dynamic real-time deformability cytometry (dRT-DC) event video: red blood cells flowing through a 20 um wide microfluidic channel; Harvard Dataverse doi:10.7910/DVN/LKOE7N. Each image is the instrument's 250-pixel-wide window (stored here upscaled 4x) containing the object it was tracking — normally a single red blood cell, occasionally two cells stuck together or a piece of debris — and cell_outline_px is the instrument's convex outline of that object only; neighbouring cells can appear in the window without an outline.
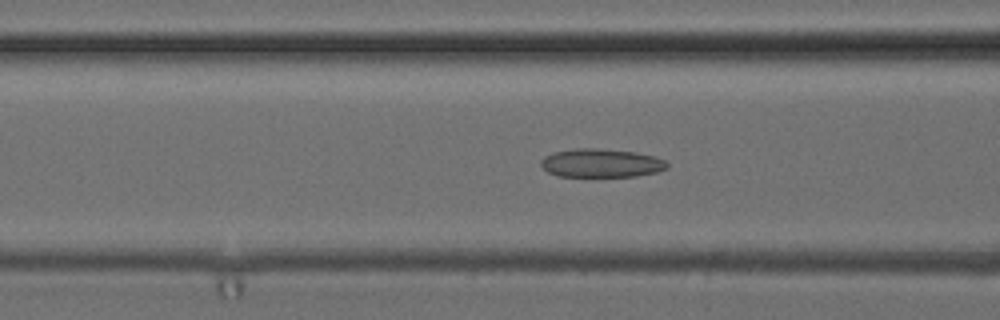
{"species": "common noctule bat (a hibernating species)", "species_latin": "Nyctalus noctula", "temperature_condition": "cold", "stored_images_in_passage": 52, "camera_frame_rate_fps": 3000, "um_per_image_px": 0.085, "animal": {"sex": "female", "body_mass_g": 24.6, "forearm_length_mm": 56.2}, "frame": {"image": 1, "passage_image": 21, "time_ms": 6.667, "image_size_px": [1000, 320], "cell_outline_px": [[668, 168], [656, 172], [636, 176], [556, 176], [548, 172], [540, 164], [540, 160], [544, 156], [552, 152], [576, 148], [596, 148], [636, 152], [652, 156], [664, 160], [668, 164]], "centroid_in_image_um": [51.06, 13.85], "position_along_channel_um": 115.5, "area_um2": 20.98}}
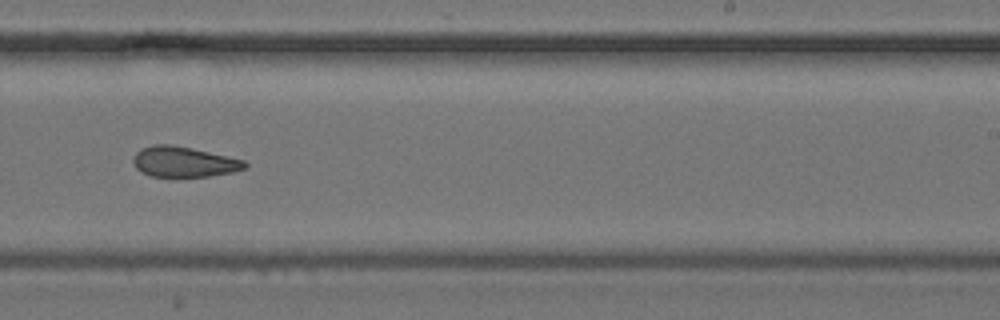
{"frame": {"image": 2, "passage_image": 33, "time_ms": 10.667, "image_size_px": [1000, 320], "cell_outline_px": [[248, 164], [244, 168], [232, 172], [208, 176], [152, 176], [140, 172], [136, 168], [132, 160], [136, 152], [140, 148], [156, 144], [172, 144], [244, 160]], "centroid_in_image_um": [15.58, 13.75], "position_along_channel_um": 273.4, "area_um2": 19.54}}
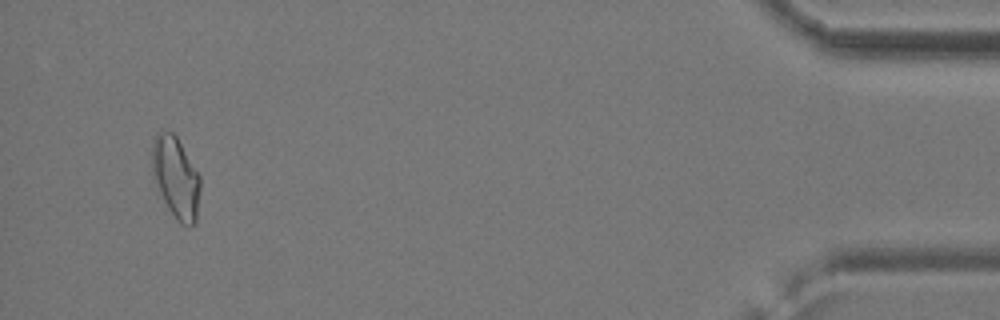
{"frame": {"image": 3, "passage_image": 50, "time_ms": 16.333, "image_size_px": [1000, 320], "cell_outline_px": [[200, 188], [196, 224], [180, 224], [176, 220], [156, 192], [152, 176], [152, 140], [160, 132], [172, 132], [176, 136], [200, 176]], "centroid_in_image_um": [14.91, 15.13], "position_along_channel_um": 420.3, "area_um2": 23.12}, "authors_computed_cell_mechanics": {"area_um2": 21.3282, "velocity_mm_per_s": 3.9505, "shape_relaxation_time_tau1_ms": null, "shape_relaxation_time_tau2_ms": 4.8945, "deformation_change_tau1": null, "deformation_change_tau2": 0.1266}}